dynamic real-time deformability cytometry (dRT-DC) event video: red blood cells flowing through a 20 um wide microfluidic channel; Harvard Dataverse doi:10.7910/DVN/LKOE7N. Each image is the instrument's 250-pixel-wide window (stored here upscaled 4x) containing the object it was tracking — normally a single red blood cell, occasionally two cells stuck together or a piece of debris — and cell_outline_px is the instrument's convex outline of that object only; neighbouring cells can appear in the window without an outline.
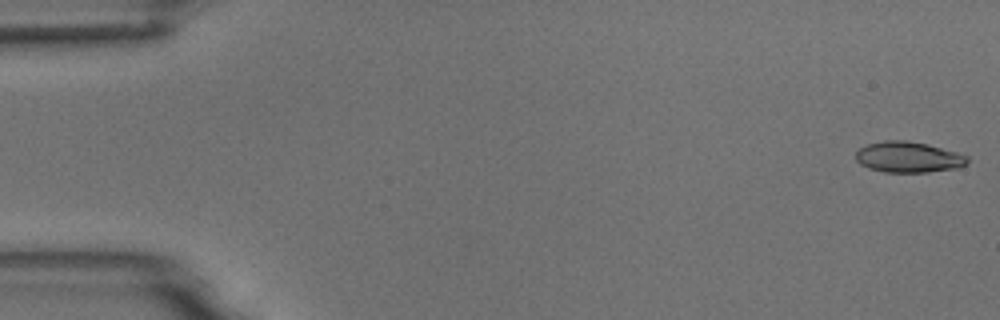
{"species": "common noctule bat (a hibernating species)", "species_latin": "Nyctalus noctula", "temperature_condition": "room temperature", "stored_images_in_passage": 5, "camera_frame_rate_fps": 3000, "um_per_image_px": 0.085, "animal": {"sex": "male", "body_mass_g": 18.8}, "frame": {"image": 1, "passage_image": 1, "time_ms": 0.0, "image_size_px": [1000, 320], "cell_outline_px": [[968, 164], [956, 168], [928, 172], [884, 172], [868, 168], [860, 164], [856, 160], [856, 152], [860, 148], [868, 144], [884, 140], [908, 140], [928, 144], [956, 152], [968, 156]], "centroid_in_image_um": [77.21, 13.35], "position_along_channel_um": 7.8, "area_um2": 20.11}}
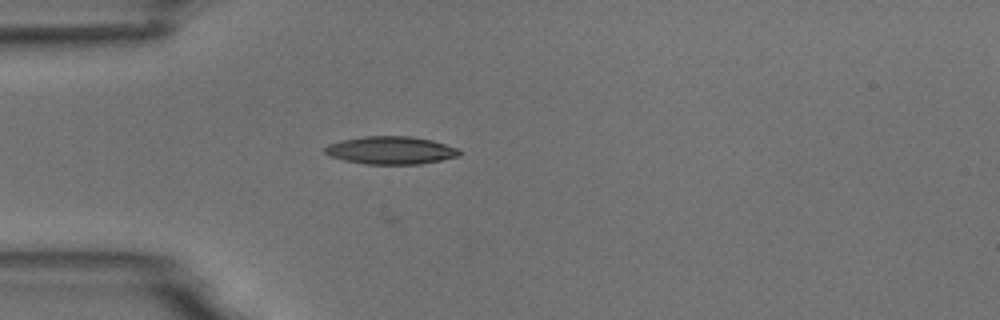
{"frame": {"image": 2, "passage_image": 5, "time_ms": 4.667, "image_size_px": [1000, 320], "cell_outline_px": [[460, 156], [420, 164], [364, 164], [344, 160], [332, 156], [324, 152], [324, 148], [328, 144], [340, 140], [364, 136], [412, 136], [432, 140], [460, 148]], "centroid_in_image_um": [33.24, 12.77], "position_along_channel_um": 51.8, "area_um2": 21.91}}